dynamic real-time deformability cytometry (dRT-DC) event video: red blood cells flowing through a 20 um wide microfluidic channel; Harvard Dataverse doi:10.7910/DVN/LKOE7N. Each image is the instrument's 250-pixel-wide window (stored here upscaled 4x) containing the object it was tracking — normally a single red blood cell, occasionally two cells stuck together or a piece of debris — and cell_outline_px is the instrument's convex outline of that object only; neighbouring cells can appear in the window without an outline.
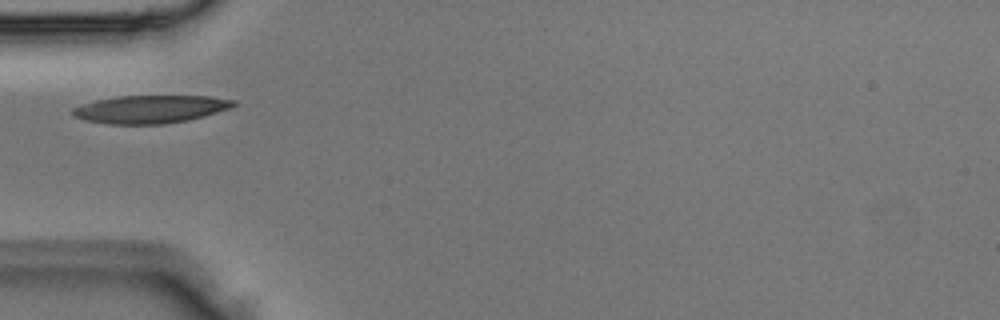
{"species": "Egyptian fruit bat (a non-hibernating species)", "species_latin": "Rousettus aegyptiacus", "temperature_condition": "room temperature", "stored_images_in_passage": 2, "camera_frame_rate_fps": 3000, "um_per_image_px": 0.085, "animal": {"sex": "male"}, "frame": {"image": 1, "passage_image": 2, "time_ms": 0.333, "image_size_px": [1000, 320], "cell_outline_px": [[236, 104], [232, 108], [204, 116], [188, 120], [164, 124], [108, 124], [84, 120], [76, 116], [72, 112], [72, 108], [96, 100], [116, 96], [212, 96], [236, 100]], "centroid_in_image_um": [12.83, 9.28], "position_along_channel_um": 72.2, "area_um2": 26.18}}